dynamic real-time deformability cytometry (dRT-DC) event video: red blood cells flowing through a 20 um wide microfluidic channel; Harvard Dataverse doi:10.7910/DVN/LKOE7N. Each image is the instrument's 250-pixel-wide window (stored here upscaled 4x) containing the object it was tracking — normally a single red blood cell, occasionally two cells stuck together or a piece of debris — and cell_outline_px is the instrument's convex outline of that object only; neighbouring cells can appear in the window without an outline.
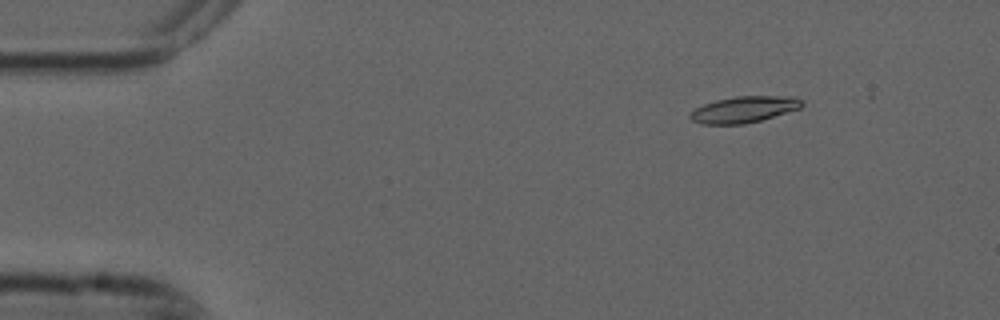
{"species": "common noctule bat (a hibernating species)", "species_latin": "Nyctalus noctula", "temperature_condition": "cold", "stored_images_in_passage": 3, "camera_frame_rate_fps": 3000, "um_per_image_px": 0.085, "animal": {"sex": "male", "forearm_length_mm": 52.5}, "frame": {"image": 1, "passage_image": 1, "time_ms": 0.0, "image_size_px": [1000, 320], "cell_outline_px": [[804, 104], [800, 108], [760, 120], [744, 124], [704, 124], [692, 120], [688, 116], [696, 108], [704, 104], [716, 100], [736, 96], [796, 96], [804, 100]], "centroid_in_image_um": [63.28, 9.29], "position_along_channel_um": 21.7, "area_um2": 17.05}}